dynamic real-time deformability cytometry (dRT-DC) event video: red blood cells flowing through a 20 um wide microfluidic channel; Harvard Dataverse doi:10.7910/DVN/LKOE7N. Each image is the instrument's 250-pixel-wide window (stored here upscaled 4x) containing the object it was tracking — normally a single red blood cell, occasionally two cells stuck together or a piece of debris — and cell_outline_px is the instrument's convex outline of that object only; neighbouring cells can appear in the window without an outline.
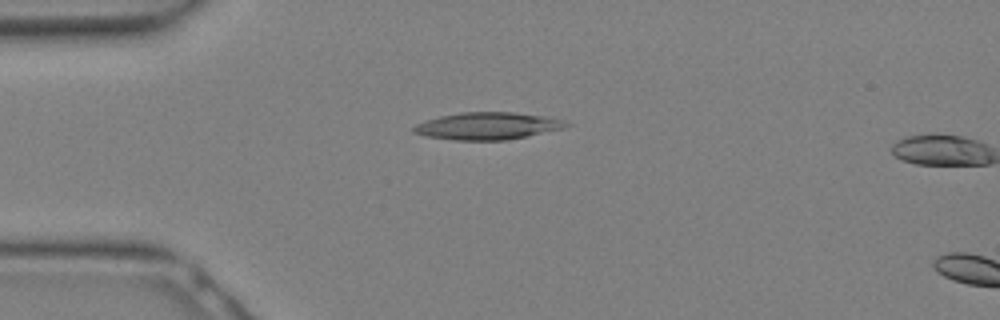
{"species": "Egyptian fruit bat (a non-hibernating species)", "species_latin": "Rousettus aegyptiacus", "temperature_condition": "warm", "stored_images_in_passage": 4, "camera_frame_rate_fps": 3000, "um_per_image_px": 0.085, "animal": {"sex": "female"}, "frame": {"image": 1, "passage_image": 2, "time_ms": 0.333, "image_size_px": [1000, 320], "cell_outline_px": [[572, 124], [564, 128], [528, 136], [504, 140], [452, 140], [428, 136], [412, 132], [412, 128], [416, 124], [440, 116], [460, 112], [512, 112], [548, 116], [564, 120]], "centroid_in_image_um": [41.48, 10.7], "position_along_channel_um": 43.5, "area_um2": 24.22}}